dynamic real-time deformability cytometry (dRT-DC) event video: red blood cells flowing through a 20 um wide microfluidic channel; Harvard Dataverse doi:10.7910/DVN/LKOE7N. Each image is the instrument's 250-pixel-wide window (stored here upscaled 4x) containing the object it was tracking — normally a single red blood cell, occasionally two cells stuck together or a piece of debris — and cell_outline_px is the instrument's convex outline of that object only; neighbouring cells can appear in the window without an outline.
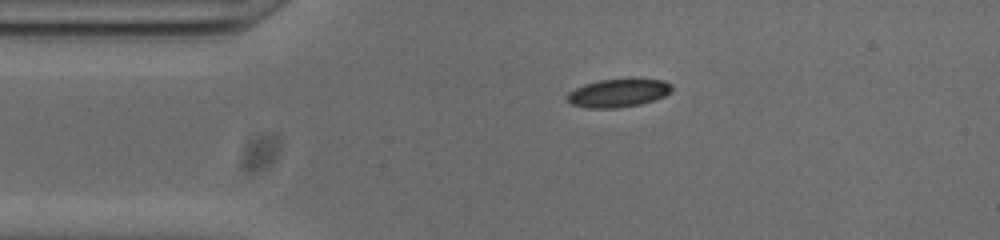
{"species": "common noctule bat (a hibernating species)", "species_latin": "Nyctalus noctula", "temperature_condition": "cold", "stored_images_in_passage": 43, "camera_frame_rate_fps": 3000, "um_per_image_px": 0.085, "animal": {"sex": "male", "body_mass_g": 20.0, "forearm_length_mm": 53.3}, "frame": {"image": 1, "passage_image": 1, "time_ms": 0.0, "image_size_px": [1000, 240], "cell_outline_px": [[672, 88], [664, 96], [640, 104], [616, 108], [588, 108], [572, 104], [564, 96], [568, 92], [584, 84], [600, 80], [632, 76], [664, 80], [672, 84]], "centroid_in_image_um": [52.56, 7.85], "position_along_channel_um": 32.4, "area_um2": 17.74}}
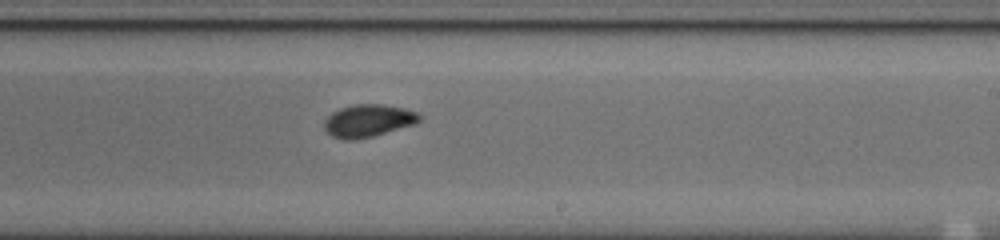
{"frame": {"image": 2, "passage_image": 21, "time_ms": 6.667, "image_size_px": [1000, 240], "cell_outline_px": [[420, 120], [412, 124], [372, 136], [348, 140], [344, 140], [332, 136], [324, 128], [324, 120], [332, 112], [340, 108], [356, 104], [384, 104], [404, 108], [416, 112], [420, 116]], "centroid_in_image_um": [31.25, 10.24], "position_along_channel_um": 257.7, "area_um2": 17.69}}
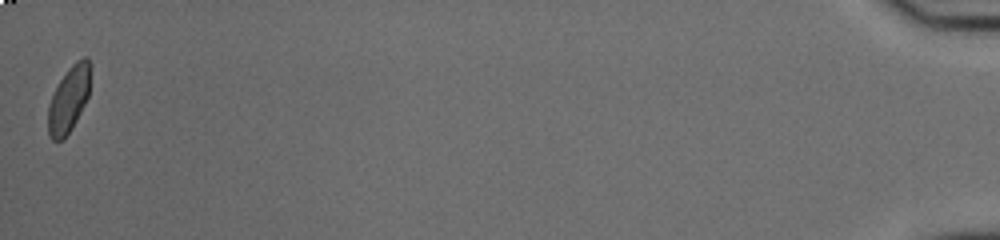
{"frame": {"image": 3, "passage_image": 43, "time_ms": 14.0, "image_size_px": [1000, 240], "cell_outline_px": [[88, 96], [72, 128], [64, 140], [52, 140], [48, 136], [48, 104], [60, 80], [68, 68], [76, 60], [84, 56], [88, 56]], "centroid_in_image_um": [5.8, 8.48], "position_along_channel_um": 429.4, "area_um2": 15.9}, "authors_computed_cell_mechanics": {"area_um2": 17.5712, "velocity_mm_per_s": 3.8421, "shape_relaxation_time_tau1_ms": 4.9391, "shape_relaxation_time_tau2_ms": 2.1118, "deformation_change_tau1": 0.156, "deformation_change_tau2": 0.049}}